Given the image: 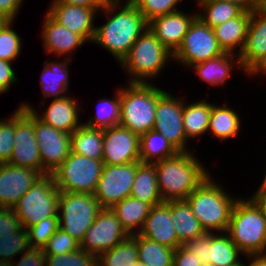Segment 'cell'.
Segmentation results:
<instances>
[{
  "label": "cell",
  "mask_w": 266,
  "mask_h": 266,
  "mask_svg": "<svg viewBox=\"0 0 266 266\" xmlns=\"http://www.w3.org/2000/svg\"><path fill=\"white\" fill-rule=\"evenodd\" d=\"M72 59L45 61L40 75V85L42 99L46 102L47 98L60 99L69 93V64ZM45 98V99H44Z\"/></svg>",
  "instance_id": "obj_25"
},
{
  "label": "cell",
  "mask_w": 266,
  "mask_h": 266,
  "mask_svg": "<svg viewBox=\"0 0 266 266\" xmlns=\"http://www.w3.org/2000/svg\"><path fill=\"white\" fill-rule=\"evenodd\" d=\"M14 150L8 163L37 170L42 175V160L34 130V112L15 110Z\"/></svg>",
  "instance_id": "obj_12"
},
{
  "label": "cell",
  "mask_w": 266,
  "mask_h": 266,
  "mask_svg": "<svg viewBox=\"0 0 266 266\" xmlns=\"http://www.w3.org/2000/svg\"><path fill=\"white\" fill-rule=\"evenodd\" d=\"M22 228V224L12 208H0V238L10 236Z\"/></svg>",
  "instance_id": "obj_46"
},
{
  "label": "cell",
  "mask_w": 266,
  "mask_h": 266,
  "mask_svg": "<svg viewBox=\"0 0 266 266\" xmlns=\"http://www.w3.org/2000/svg\"><path fill=\"white\" fill-rule=\"evenodd\" d=\"M59 196L53 175H41L12 209L26 229L49 217H58Z\"/></svg>",
  "instance_id": "obj_7"
},
{
  "label": "cell",
  "mask_w": 266,
  "mask_h": 266,
  "mask_svg": "<svg viewBox=\"0 0 266 266\" xmlns=\"http://www.w3.org/2000/svg\"><path fill=\"white\" fill-rule=\"evenodd\" d=\"M211 176L210 174L185 200L205 232H227L233 207L239 197L231 196Z\"/></svg>",
  "instance_id": "obj_3"
},
{
  "label": "cell",
  "mask_w": 266,
  "mask_h": 266,
  "mask_svg": "<svg viewBox=\"0 0 266 266\" xmlns=\"http://www.w3.org/2000/svg\"><path fill=\"white\" fill-rule=\"evenodd\" d=\"M249 262L247 266H266V254H256L246 256Z\"/></svg>",
  "instance_id": "obj_56"
},
{
  "label": "cell",
  "mask_w": 266,
  "mask_h": 266,
  "mask_svg": "<svg viewBox=\"0 0 266 266\" xmlns=\"http://www.w3.org/2000/svg\"><path fill=\"white\" fill-rule=\"evenodd\" d=\"M208 237L209 232L204 233L199 237L188 240L183 246L191 253H196L200 257L201 263L210 264V259L207 258L208 253Z\"/></svg>",
  "instance_id": "obj_48"
},
{
  "label": "cell",
  "mask_w": 266,
  "mask_h": 266,
  "mask_svg": "<svg viewBox=\"0 0 266 266\" xmlns=\"http://www.w3.org/2000/svg\"><path fill=\"white\" fill-rule=\"evenodd\" d=\"M251 195L261 206L266 216V183H261V185L257 188V191Z\"/></svg>",
  "instance_id": "obj_54"
},
{
  "label": "cell",
  "mask_w": 266,
  "mask_h": 266,
  "mask_svg": "<svg viewBox=\"0 0 266 266\" xmlns=\"http://www.w3.org/2000/svg\"><path fill=\"white\" fill-rule=\"evenodd\" d=\"M175 249L138 234V261L147 266H173Z\"/></svg>",
  "instance_id": "obj_37"
},
{
  "label": "cell",
  "mask_w": 266,
  "mask_h": 266,
  "mask_svg": "<svg viewBox=\"0 0 266 266\" xmlns=\"http://www.w3.org/2000/svg\"><path fill=\"white\" fill-rule=\"evenodd\" d=\"M9 20L0 13V29L8 22Z\"/></svg>",
  "instance_id": "obj_57"
},
{
  "label": "cell",
  "mask_w": 266,
  "mask_h": 266,
  "mask_svg": "<svg viewBox=\"0 0 266 266\" xmlns=\"http://www.w3.org/2000/svg\"><path fill=\"white\" fill-rule=\"evenodd\" d=\"M170 212L178 242L181 245L206 233L186 200L170 201Z\"/></svg>",
  "instance_id": "obj_29"
},
{
  "label": "cell",
  "mask_w": 266,
  "mask_h": 266,
  "mask_svg": "<svg viewBox=\"0 0 266 266\" xmlns=\"http://www.w3.org/2000/svg\"><path fill=\"white\" fill-rule=\"evenodd\" d=\"M46 12L60 25L81 35L88 43L92 42L96 28L94 19L99 15L97 9L52 2Z\"/></svg>",
  "instance_id": "obj_19"
},
{
  "label": "cell",
  "mask_w": 266,
  "mask_h": 266,
  "mask_svg": "<svg viewBox=\"0 0 266 266\" xmlns=\"http://www.w3.org/2000/svg\"><path fill=\"white\" fill-rule=\"evenodd\" d=\"M12 62L0 59V94H4L18 81Z\"/></svg>",
  "instance_id": "obj_49"
},
{
  "label": "cell",
  "mask_w": 266,
  "mask_h": 266,
  "mask_svg": "<svg viewBox=\"0 0 266 266\" xmlns=\"http://www.w3.org/2000/svg\"><path fill=\"white\" fill-rule=\"evenodd\" d=\"M250 18V11H242L238 16L213 28L215 37L225 52L239 54L242 51Z\"/></svg>",
  "instance_id": "obj_26"
},
{
  "label": "cell",
  "mask_w": 266,
  "mask_h": 266,
  "mask_svg": "<svg viewBox=\"0 0 266 266\" xmlns=\"http://www.w3.org/2000/svg\"><path fill=\"white\" fill-rule=\"evenodd\" d=\"M227 233L244 256L266 254V216L252 196L238 198Z\"/></svg>",
  "instance_id": "obj_4"
},
{
  "label": "cell",
  "mask_w": 266,
  "mask_h": 266,
  "mask_svg": "<svg viewBox=\"0 0 266 266\" xmlns=\"http://www.w3.org/2000/svg\"><path fill=\"white\" fill-rule=\"evenodd\" d=\"M266 54V14L260 9L251 12L246 41L238 54L242 70L247 73Z\"/></svg>",
  "instance_id": "obj_23"
},
{
  "label": "cell",
  "mask_w": 266,
  "mask_h": 266,
  "mask_svg": "<svg viewBox=\"0 0 266 266\" xmlns=\"http://www.w3.org/2000/svg\"><path fill=\"white\" fill-rule=\"evenodd\" d=\"M176 148L158 131L151 129L140 135V162L154 164L175 156Z\"/></svg>",
  "instance_id": "obj_34"
},
{
  "label": "cell",
  "mask_w": 266,
  "mask_h": 266,
  "mask_svg": "<svg viewBox=\"0 0 266 266\" xmlns=\"http://www.w3.org/2000/svg\"><path fill=\"white\" fill-rule=\"evenodd\" d=\"M109 0H53L52 2H63L71 5L94 8L100 11Z\"/></svg>",
  "instance_id": "obj_52"
},
{
  "label": "cell",
  "mask_w": 266,
  "mask_h": 266,
  "mask_svg": "<svg viewBox=\"0 0 266 266\" xmlns=\"http://www.w3.org/2000/svg\"><path fill=\"white\" fill-rule=\"evenodd\" d=\"M34 130L42 160V175L51 174L71 152L70 134L44 123L35 114Z\"/></svg>",
  "instance_id": "obj_15"
},
{
  "label": "cell",
  "mask_w": 266,
  "mask_h": 266,
  "mask_svg": "<svg viewBox=\"0 0 266 266\" xmlns=\"http://www.w3.org/2000/svg\"><path fill=\"white\" fill-rule=\"evenodd\" d=\"M135 266H147L143 262L138 261Z\"/></svg>",
  "instance_id": "obj_59"
},
{
  "label": "cell",
  "mask_w": 266,
  "mask_h": 266,
  "mask_svg": "<svg viewBox=\"0 0 266 266\" xmlns=\"http://www.w3.org/2000/svg\"><path fill=\"white\" fill-rule=\"evenodd\" d=\"M6 119H0V163H8L14 150L15 111Z\"/></svg>",
  "instance_id": "obj_44"
},
{
  "label": "cell",
  "mask_w": 266,
  "mask_h": 266,
  "mask_svg": "<svg viewBox=\"0 0 266 266\" xmlns=\"http://www.w3.org/2000/svg\"><path fill=\"white\" fill-rule=\"evenodd\" d=\"M101 210L102 207L94 194L60 192L58 201L59 228L80 243Z\"/></svg>",
  "instance_id": "obj_8"
},
{
  "label": "cell",
  "mask_w": 266,
  "mask_h": 266,
  "mask_svg": "<svg viewBox=\"0 0 266 266\" xmlns=\"http://www.w3.org/2000/svg\"><path fill=\"white\" fill-rule=\"evenodd\" d=\"M30 248L28 232L25 228L0 238V266H7L18 254Z\"/></svg>",
  "instance_id": "obj_39"
},
{
  "label": "cell",
  "mask_w": 266,
  "mask_h": 266,
  "mask_svg": "<svg viewBox=\"0 0 266 266\" xmlns=\"http://www.w3.org/2000/svg\"><path fill=\"white\" fill-rule=\"evenodd\" d=\"M239 6L243 11H254L260 8L262 0H223Z\"/></svg>",
  "instance_id": "obj_53"
},
{
  "label": "cell",
  "mask_w": 266,
  "mask_h": 266,
  "mask_svg": "<svg viewBox=\"0 0 266 266\" xmlns=\"http://www.w3.org/2000/svg\"><path fill=\"white\" fill-rule=\"evenodd\" d=\"M260 75H265L266 76V54L246 73V75L255 77Z\"/></svg>",
  "instance_id": "obj_55"
},
{
  "label": "cell",
  "mask_w": 266,
  "mask_h": 266,
  "mask_svg": "<svg viewBox=\"0 0 266 266\" xmlns=\"http://www.w3.org/2000/svg\"><path fill=\"white\" fill-rule=\"evenodd\" d=\"M262 183H266V171H265V176H264V178H263Z\"/></svg>",
  "instance_id": "obj_62"
},
{
  "label": "cell",
  "mask_w": 266,
  "mask_h": 266,
  "mask_svg": "<svg viewBox=\"0 0 266 266\" xmlns=\"http://www.w3.org/2000/svg\"><path fill=\"white\" fill-rule=\"evenodd\" d=\"M212 103L207 99L188 104L183 99V127L186 139L199 138L208 132Z\"/></svg>",
  "instance_id": "obj_27"
},
{
  "label": "cell",
  "mask_w": 266,
  "mask_h": 266,
  "mask_svg": "<svg viewBox=\"0 0 266 266\" xmlns=\"http://www.w3.org/2000/svg\"><path fill=\"white\" fill-rule=\"evenodd\" d=\"M7 266H46V254L43 248L30 247L21 254L18 262L12 261Z\"/></svg>",
  "instance_id": "obj_47"
},
{
  "label": "cell",
  "mask_w": 266,
  "mask_h": 266,
  "mask_svg": "<svg viewBox=\"0 0 266 266\" xmlns=\"http://www.w3.org/2000/svg\"><path fill=\"white\" fill-rule=\"evenodd\" d=\"M124 87V88H123ZM120 88V126L142 135L154 128L157 99L165 92L153 83Z\"/></svg>",
  "instance_id": "obj_5"
},
{
  "label": "cell",
  "mask_w": 266,
  "mask_h": 266,
  "mask_svg": "<svg viewBox=\"0 0 266 266\" xmlns=\"http://www.w3.org/2000/svg\"><path fill=\"white\" fill-rule=\"evenodd\" d=\"M180 98V99H179ZM154 130L162 134L178 152L189 150L183 127V99L164 92L158 99Z\"/></svg>",
  "instance_id": "obj_13"
},
{
  "label": "cell",
  "mask_w": 266,
  "mask_h": 266,
  "mask_svg": "<svg viewBox=\"0 0 266 266\" xmlns=\"http://www.w3.org/2000/svg\"><path fill=\"white\" fill-rule=\"evenodd\" d=\"M197 13H184L181 10L159 16L148 22L149 30L171 52L175 53L181 46L185 34Z\"/></svg>",
  "instance_id": "obj_20"
},
{
  "label": "cell",
  "mask_w": 266,
  "mask_h": 266,
  "mask_svg": "<svg viewBox=\"0 0 266 266\" xmlns=\"http://www.w3.org/2000/svg\"><path fill=\"white\" fill-rule=\"evenodd\" d=\"M151 207L152 206L149 203L128 196L118 202L111 209L116 214L122 227L130 236H132L141 231Z\"/></svg>",
  "instance_id": "obj_28"
},
{
  "label": "cell",
  "mask_w": 266,
  "mask_h": 266,
  "mask_svg": "<svg viewBox=\"0 0 266 266\" xmlns=\"http://www.w3.org/2000/svg\"><path fill=\"white\" fill-rule=\"evenodd\" d=\"M140 161L122 165H103L94 197L102 208H112L130 196Z\"/></svg>",
  "instance_id": "obj_11"
},
{
  "label": "cell",
  "mask_w": 266,
  "mask_h": 266,
  "mask_svg": "<svg viewBox=\"0 0 266 266\" xmlns=\"http://www.w3.org/2000/svg\"><path fill=\"white\" fill-rule=\"evenodd\" d=\"M40 176L31 168L0 163V208H13Z\"/></svg>",
  "instance_id": "obj_18"
},
{
  "label": "cell",
  "mask_w": 266,
  "mask_h": 266,
  "mask_svg": "<svg viewBox=\"0 0 266 266\" xmlns=\"http://www.w3.org/2000/svg\"><path fill=\"white\" fill-rule=\"evenodd\" d=\"M45 14L41 32L44 50L55 57L67 55L68 59H72L74 52L87 41L81 35L60 25L47 12Z\"/></svg>",
  "instance_id": "obj_21"
},
{
  "label": "cell",
  "mask_w": 266,
  "mask_h": 266,
  "mask_svg": "<svg viewBox=\"0 0 266 266\" xmlns=\"http://www.w3.org/2000/svg\"><path fill=\"white\" fill-rule=\"evenodd\" d=\"M233 66L238 67L246 74L241 68L239 55L232 52H225L207 61L197 63L191 66L190 69H194L200 80L205 82V84L207 83L211 88V86L220 87V85H226L233 71Z\"/></svg>",
  "instance_id": "obj_24"
},
{
  "label": "cell",
  "mask_w": 266,
  "mask_h": 266,
  "mask_svg": "<svg viewBox=\"0 0 266 266\" xmlns=\"http://www.w3.org/2000/svg\"><path fill=\"white\" fill-rule=\"evenodd\" d=\"M138 262V234L129 236L98 256V266H135Z\"/></svg>",
  "instance_id": "obj_36"
},
{
  "label": "cell",
  "mask_w": 266,
  "mask_h": 266,
  "mask_svg": "<svg viewBox=\"0 0 266 266\" xmlns=\"http://www.w3.org/2000/svg\"><path fill=\"white\" fill-rule=\"evenodd\" d=\"M129 236L114 211L111 208H102L94 223L85 232L80 248L99 256Z\"/></svg>",
  "instance_id": "obj_14"
},
{
  "label": "cell",
  "mask_w": 266,
  "mask_h": 266,
  "mask_svg": "<svg viewBox=\"0 0 266 266\" xmlns=\"http://www.w3.org/2000/svg\"><path fill=\"white\" fill-rule=\"evenodd\" d=\"M130 196L149 203L151 206L163 203L158 188L156 170L153 164L141 163L137 167Z\"/></svg>",
  "instance_id": "obj_32"
},
{
  "label": "cell",
  "mask_w": 266,
  "mask_h": 266,
  "mask_svg": "<svg viewBox=\"0 0 266 266\" xmlns=\"http://www.w3.org/2000/svg\"><path fill=\"white\" fill-rule=\"evenodd\" d=\"M58 228V217H49L27 227L30 247L43 248Z\"/></svg>",
  "instance_id": "obj_43"
},
{
  "label": "cell",
  "mask_w": 266,
  "mask_h": 266,
  "mask_svg": "<svg viewBox=\"0 0 266 266\" xmlns=\"http://www.w3.org/2000/svg\"><path fill=\"white\" fill-rule=\"evenodd\" d=\"M195 1L197 2V7L199 5L200 8L197 17L212 29L227 20L238 16L243 11L239 6L223 0Z\"/></svg>",
  "instance_id": "obj_35"
},
{
  "label": "cell",
  "mask_w": 266,
  "mask_h": 266,
  "mask_svg": "<svg viewBox=\"0 0 266 266\" xmlns=\"http://www.w3.org/2000/svg\"><path fill=\"white\" fill-rule=\"evenodd\" d=\"M103 165L140 161V135L120 125L103 129Z\"/></svg>",
  "instance_id": "obj_16"
},
{
  "label": "cell",
  "mask_w": 266,
  "mask_h": 266,
  "mask_svg": "<svg viewBox=\"0 0 266 266\" xmlns=\"http://www.w3.org/2000/svg\"><path fill=\"white\" fill-rule=\"evenodd\" d=\"M13 22L9 20L0 29V59L9 62L16 61L22 51V38L12 29Z\"/></svg>",
  "instance_id": "obj_40"
},
{
  "label": "cell",
  "mask_w": 266,
  "mask_h": 266,
  "mask_svg": "<svg viewBox=\"0 0 266 266\" xmlns=\"http://www.w3.org/2000/svg\"><path fill=\"white\" fill-rule=\"evenodd\" d=\"M71 137V152L87 158L102 160L103 129L92 128L82 124Z\"/></svg>",
  "instance_id": "obj_33"
},
{
  "label": "cell",
  "mask_w": 266,
  "mask_h": 266,
  "mask_svg": "<svg viewBox=\"0 0 266 266\" xmlns=\"http://www.w3.org/2000/svg\"><path fill=\"white\" fill-rule=\"evenodd\" d=\"M235 266H246V264H244V262H240L239 264H237Z\"/></svg>",
  "instance_id": "obj_60"
},
{
  "label": "cell",
  "mask_w": 266,
  "mask_h": 266,
  "mask_svg": "<svg viewBox=\"0 0 266 266\" xmlns=\"http://www.w3.org/2000/svg\"><path fill=\"white\" fill-rule=\"evenodd\" d=\"M195 152H178L153 164L163 202L185 200L210 175Z\"/></svg>",
  "instance_id": "obj_2"
},
{
  "label": "cell",
  "mask_w": 266,
  "mask_h": 266,
  "mask_svg": "<svg viewBox=\"0 0 266 266\" xmlns=\"http://www.w3.org/2000/svg\"><path fill=\"white\" fill-rule=\"evenodd\" d=\"M122 1L109 0L99 11L106 14L104 16L108 20L103 25L96 26L91 42L111 53L119 64L128 55L138 37L148 28L147 20L136 6L130 0H126L124 4Z\"/></svg>",
  "instance_id": "obj_1"
},
{
  "label": "cell",
  "mask_w": 266,
  "mask_h": 266,
  "mask_svg": "<svg viewBox=\"0 0 266 266\" xmlns=\"http://www.w3.org/2000/svg\"><path fill=\"white\" fill-rule=\"evenodd\" d=\"M261 11H263L266 14V0H262L260 8Z\"/></svg>",
  "instance_id": "obj_58"
},
{
  "label": "cell",
  "mask_w": 266,
  "mask_h": 266,
  "mask_svg": "<svg viewBox=\"0 0 266 266\" xmlns=\"http://www.w3.org/2000/svg\"><path fill=\"white\" fill-rule=\"evenodd\" d=\"M244 255L227 232H209L207 258L211 266H235Z\"/></svg>",
  "instance_id": "obj_31"
},
{
  "label": "cell",
  "mask_w": 266,
  "mask_h": 266,
  "mask_svg": "<svg viewBox=\"0 0 266 266\" xmlns=\"http://www.w3.org/2000/svg\"><path fill=\"white\" fill-rule=\"evenodd\" d=\"M225 53L215 37L214 30L199 17L191 23L181 46L173 54V62L181 63L184 68L207 61Z\"/></svg>",
  "instance_id": "obj_10"
},
{
  "label": "cell",
  "mask_w": 266,
  "mask_h": 266,
  "mask_svg": "<svg viewBox=\"0 0 266 266\" xmlns=\"http://www.w3.org/2000/svg\"><path fill=\"white\" fill-rule=\"evenodd\" d=\"M224 103L221 106L212 103L208 128V132L221 142L238 137L242 123L238 112L229 107L227 102Z\"/></svg>",
  "instance_id": "obj_30"
},
{
  "label": "cell",
  "mask_w": 266,
  "mask_h": 266,
  "mask_svg": "<svg viewBox=\"0 0 266 266\" xmlns=\"http://www.w3.org/2000/svg\"><path fill=\"white\" fill-rule=\"evenodd\" d=\"M147 22L156 17L178 11L182 0H130ZM179 3V4H178Z\"/></svg>",
  "instance_id": "obj_41"
},
{
  "label": "cell",
  "mask_w": 266,
  "mask_h": 266,
  "mask_svg": "<svg viewBox=\"0 0 266 266\" xmlns=\"http://www.w3.org/2000/svg\"><path fill=\"white\" fill-rule=\"evenodd\" d=\"M80 248V243L72 238L68 233L58 228L43 247L46 255H61Z\"/></svg>",
  "instance_id": "obj_45"
},
{
  "label": "cell",
  "mask_w": 266,
  "mask_h": 266,
  "mask_svg": "<svg viewBox=\"0 0 266 266\" xmlns=\"http://www.w3.org/2000/svg\"><path fill=\"white\" fill-rule=\"evenodd\" d=\"M46 266H98V256L79 248L61 255H46Z\"/></svg>",
  "instance_id": "obj_42"
},
{
  "label": "cell",
  "mask_w": 266,
  "mask_h": 266,
  "mask_svg": "<svg viewBox=\"0 0 266 266\" xmlns=\"http://www.w3.org/2000/svg\"><path fill=\"white\" fill-rule=\"evenodd\" d=\"M200 257L191 253L183 245L175 249L173 266H199Z\"/></svg>",
  "instance_id": "obj_50"
},
{
  "label": "cell",
  "mask_w": 266,
  "mask_h": 266,
  "mask_svg": "<svg viewBox=\"0 0 266 266\" xmlns=\"http://www.w3.org/2000/svg\"><path fill=\"white\" fill-rule=\"evenodd\" d=\"M138 234L172 249L181 246L171 219L170 201L151 207L149 215Z\"/></svg>",
  "instance_id": "obj_22"
},
{
  "label": "cell",
  "mask_w": 266,
  "mask_h": 266,
  "mask_svg": "<svg viewBox=\"0 0 266 266\" xmlns=\"http://www.w3.org/2000/svg\"><path fill=\"white\" fill-rule=\"evenodd\" d=\"M116 91L115 97L101 98L97 104L95 115L83 124L101 129L117 126L120 121V87Z\"/></svg>",
  "instance_id": "obj_38"
},
{
  "label": "cell",
  "mask_w": 266,
  "mask_h": 266,
  "mask_svg": "<svg viewBox=\"0 0 266 266\" xmlns=\"http://www.w3.org/2000/svg\"><path fill=\"white\" fill-rule=\"evenodd\" d=\"M170 60L173 61V53L147 28L119 65L128 74V83H151Z\"/></svg>",
  "instance_id": "obj_6"
},
{
  "label": "cell",
  "mask_w": 266,
  "mask_h": 266,
  "mask_svg": "<svg viewBox=\"0 0 266 266\" xmlns=\"http://www.w3.org/2000/svg\"><path fill=\"white\" fill-rule=\"evenodd\" d=\"M103 161L70 152L51 174L60 192L94 194L101 176Z\"/></svg>",
  "instance_id": "obj_9"
},
{
  "label": "cell",
  "mask_w": 266,
  "mask_h": 266,
  "mask_svg": "<svg viewBox=\"0 0 266 266\" xmlns=\"http://www.w3.org/2000/svg\"><path fill=\"white\" fill-rule=\"evenodd\" d=\"M199 266H211L210 264L200 263Z\"/></svg>",
  "instance_id": "obj_61"
},
{
  "label": "cell",
  "mask_w": 266,
  "mask_h": 266,
  "mask_svg": "<svg viewBox=\"0 0 266 266\" xmlns=\"http://www.w3.org/2000/svg\"><path fill=\"white\" fill-rule=\"evenodd\" d=\"M24 0H0V13L8 20L14 21L17 14L20 12V7Z\"/></svg>",
  "instance_id": "obj_51"
},
{
  "label": "cell",
  "mask_w": 266,
  "mask_h": 266,
  "mask_svg": "<svg viewBox=\"0 0 266 266\" xmlns=\"http://www.w3.org/2000/svg\"><path fill=\"white\" fill-rule=\"evenodd\" d=\"M74 97L69 95L60 99H53L47 108H44L41 114L34 109L29 102L21 103L23 109L32 110L34 114L44 123L54 127L57 130L72 134L83 123H80V111L82 107Z\"/></svg>",
  "instance_id": "obj_17"
}]
</instances>
